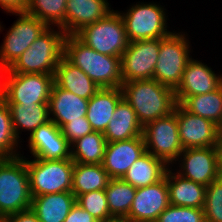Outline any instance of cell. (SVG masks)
I'll return each instance as SVG.
<instances>
[{"label": "cell", "instance_id": "obj_1", "mask_svg": "<svg viewBox=\"0 0 222 222\" xmlns=\"http://www.w3.org/2000/svg\"><path fill=\"white\" fill-rule=\"evenodd\" d=\"M121 90L143 127L173 112L177 104L174 89L155 79L124 82Z\"/></svg>", "mask_w": 222, "mask_h": 222}, {"label": "cell", "instance_id": "obj_2", "mask_svg": "<svg viewBox=\"0 0 222 222\" xmlns=\"http://www.w3.org/2000/svg\"><path fill=\"white\" fill-rule=\"evenodd\" d=\"M63 56L79 67L99 88L121 87V57L99 53L75 35H66Z\"/></svg>", "mask_w": 222, "mask_h": 222}, {"label": "cell", "instance_id": "obj_3", "mask_svg": "<svg viewBox=\"0 0 222 222\" xmlns=\"http://www.w3.org/2000/svg\"><path fill=\"white\" fill-rule=\"evenodd\" d=\"M54 28L48 27L42 32L8 69L12 73L54 75L64 54L66 37L61 28Z\"/></svg>", "mask_w": 222, "mask_h": 222}, {"label": "cell", "instance_id": "obj_4", "mask_svg": "<svg viewBox=\"0 0 222 222\" xmlns=\"http://www.w3.org/2000/svg\"><path fill=\"white\" fill-rule=\"evenodd\" d=\"M26 158H0V218L31 208Z\"/></svg>", "mask_w": 222, "mask_h": 222}, {"label": "cell", "instance_id": "obj_5", "mask_svg": "<svg viewBox=\"0 0 222 222\" xmlns=\"http://www.w3.org/2000/svg\"><path fill=\"white\" fill-rule=\"evenodd\" d=\"M74 35L91 49L113 57H121L129 44L123 20L115 10Z\"/></svg>", "mask_w": 222, "mask_h": 222}, {"label": "cell", "instance_id": "obj_6", "mask_svg": "<svg viewBox=\"0 0 222 222\" xmlns=\"http://www.w3.org/2000/svg\"><path fill=\"white\" fill-rule=\"evenodd\" d=\"M27 159L26 166L32 197L72 190L74 169L72 159Z\"/></svg>", "mask_w": 222, "mask_h": 222}, {"label": "cell", "instance_id": "obj_7", "mask_svg": "<svg viewBox=\"0 0 222 222\" xmlns=\"http://www.w3.org/2000/svg\"><path fill=\"white\" fill-rule=\"evenodd\" d=\"M187 36L173 30L167 37L160 38L159 57L153 79L174 90L181 83L186 64L192 58Z\"/></svg>", "mask_w": 222, "mask_h": 222}, {"label": "cell", "instance_id": "obj_8", "mask_svg": "<svg viewBox=\"0 0 222 222\" xmlns=\"http://www.w3.org/2000/svg\"><path fill=\"white\" fill-rule=\"evenodd\" d=\"M2 99L7 104L48 103L54 75L1 71Z\"/></svg>", "mask_w": 222, "mask_h": 222}, {"label": "cell", "instance_id": "obj_9", "mask_svg": "<svg viewBox=\"0 0 222 222\" xmlns=\"http://www.w3.org/2000/svg\"><path fill=\"white\" fill-rule=\"evenodd\" d=\"M137 3L129 7L127 12H119L129 42L165 38L172 33L167 30L168 16L162 5L154 2Z\"/></svg>", "mask_w": 222, "mask_h": 222}, {"label": "cell", "instance_id": "obj_10", "mask_svg": "<svg viewBox=\"0 0 222 222\" xmlns=\"http://www.w3.org/2000/svg\"><path fill=\"white\" fill-rule=\"evenodd\" d=\"M143 137L146 151L163 160L169 167L172 163L175 164L183 151L179 137L176 106L170 114L147 123L143 127Z\"/></svg>", "mask_w": 222, "mask_h": 222}, {"label": "cell", "instance_id": "obj_11", "mask_svg": "<svg viewBox=\"0 0 222 222\" xmlns=\"http://www.w3.org/2000/svg\"><path fill=\"white\" fill-rule=\"evenodd\" d=\"M15 15L19 17L7 31L0 47V71L8 69L16 62L21 54L48 28L44 22L28 13H15ZM2 28L0 24V31Z\"/></svg>", "mask_w": 222, "mask_h": 222}, {"label": "cell", "instance_id": "obj_12", "mask_svg": "<svg viewBox=\"0 0 222 222\" xmlns=\"http://www.w3.org/2000/svg\"><path fill=\"white\" fill-rule=\"evenodd\" d=\"M160 38L129 42L121 56L122 83L153 79Z\"/></svg>", "mask_w": 222, "mask_h": 222}, {"label": "cell", "instance_id": "obj_13", "mask_svg": "<svg viewBox=\"0 0 222 222\" xmlns=\"http://www.w3.org/2000/svg\"><path fill=\"white\" fill-rule=\"evenodd\" d=\"M176 117L183 149L218 145L222 129L215 123L186 111L178 103L176 104Z\"/></svg>", "mask_w": 222, "mask_h": 222}, {"label": "cell", "instance_id": "obj_14", "mask_svg": "<svg viewBox=\"0 0 222 222\" xmlns=\"http://www.w3.org/2000/svg\"><path fill=\"white\" fill-rule=\"evenodd\" d=\"M176 161L181 162L177 174L206 187L220 177L217 147L183 149Z\"/></svg>", "mask_w": 222, "mask_h": 222}, {"label": "cell", "instance_id": "obj_15", "mask_svg": "<svg viewBox=\"0 0 222 222\" xmlns=\"http://www.w3.org/2000/svg\"><path fill=\"white\" fill-rule=\"evenodd\" d=\"M170 205L165 177L159 182L137 188L129 214V222H156L159 215Z\"/></svg>", "mask_w": 222, "mask_h": 222}, {"label": "cell", "instance_id": "obj_16", "mask_svg": "<svg viewBox=\"0 0 222 222\" xmlns=\"http://www.w3.org/2000/svg\"><path fill=\"white\" fill-rule=\"evenodd\" d=\"M28 138L30 154L34 158L71 159V144L52 120L40 125Z\"/></svg>", "mask_w": 222, "mask_h": 222}, {"label": "cell", "instance_id": "obj_17", "mask_svg": "<svg viewBox=\"0 0 222 222\" xmlns=\"http://www.w3.org/2000/svg\"><path fill=\"white\" fill-rule=\"evenodd\" d=\"M222 85L219 75L200 60L191 58L184 70L181 83L174 90L176 102L180 104L186 97L202 95L218 89Z\"/></svg>", "mask_w": 222, "mask_h": 222}, {"label": "cell", "instance_id": "obj_18", "mask_svg": "<svg viewBox=\"0 0 222 222\" xmlns=\"http://www.w3.org/2000/svg\"><path fill=\"white\" fill-rule=\"evenodd\" d=\"M145 152L143 135L128 140L108 142L102 166L111 178L120 179Z\"/></svg>", "mask_w": 222, "mask_h": 222}, {"label": "cell", "instance_id": "obj_19", "mask_svg": "<svg viewBox=\"0 0 222 222\" xmlns=\"http://www.w3.org/2000/svg\"><path fill=\"white\" fill-rule=\"evenodd\" d=\"M108 0H67L65 34L74 35L81 28L92 24L113 11Z\"/></svg>", "mask_w": 222, "mask_h": 222}, {"label": "cell", "instance_id": "obj_20", "mask_svg": "<svg viewBox=\"0 0 222 222\" xmlns=\"http://www.w3.org/2000/svg\"><path fill=\"white\" fill-rule=\"evenodd\" d=\"M89 100L66 91L53 83L48 102L49 116L59 128L86 116Z\"/></svg>", "mask_w": 222, "mask_h": 222}, {"label": "cell", "instance_id": "obj_21", "mask_svg": "<svg viewBox=\"0 0 222 222\" xmlns=\"http://www.w3.org/2000/svg\"><path fill=\"white\" fill-rule=\"evenodd\" d=\"M123 98L121 87L100 88L88 102L86 118L93 131L104 133L117 104Z\"/></svg>", "mask_w": 222, "mask_h": 222}, {"label": "cell", "instance_id": "obj_22", "mask_svg": "<svg viewBox=\"0 0 222 222\" xmlns=\"http://www.w3.org/2000/svg\"><path fill=\"white\" fill-rule=\"evenodd\" d=\"M172 171V168L169 167L166 172L170 204L191 208H203L206 186L185 179Z\"/></svg>", "mask_w": 222, "mask_h": 222}, {"label": "cell", "instance_id": "obj_23", "mask_svg": "<svg viewBox=\"0 0 222 222\" xmlns=\"http://www.w3.org/2000/svg\"><path fill=\"white\" fill-rule=\"evenodd\" d=\"M107 143L128 140L143 135V126L130 104L121 99L103 133Z\"/></svg>", "mask_w": 222, "mask_h": 222}, {"label": "cell", "instance_id": "obj_24", "mask_svg": "<svg viewBox=\"0 0 222 222\" xmlns=\"http://www.w3.org/2000/svg\"><path fill=\"white\" fill-rule=\"evenodd\" d=\"M75 203L71 191L51 193L32 197L31 210L39 222H64Z\"/></svg>", "mask_w": 222, "mask_h": 222}, {"label": "cell", "instance_id": "obj_25", "mask_svg": "<svg viewBox=\"0 0 222 222\" xmlns=\"http://www.w3.org/2000/svg\"><path fill=\"white\" fill-rule=\"evenodd\" d=\"M54 83L87 100L100 89L79 67L70 63L64 56L56 67Z\"/></svg>", "mask_w": 222, "mask_h": 222}, {"label": "cell", "instance_id": "obj_26", "mask_svg": "<svg viewBox=\"0 0 222 222\" xmlns=\"http://www.w3.org/2000/svg\"><path fill=\"white\" fill-rule=\"evenodd\" d=\"M169 166L161 159L146 151L123 176V180L135 188L155 184L165 177Z\"/></svg>", "mask_w": 222, "mask_h": 222}, {"label": "cell", "instance_id": "obj_27", "mask_svg": "<svg viewBox=\"0 0 222 222\" xmlns=\"http://www.w3.org/2000/svg\"><path fill=\"white\" fill-rule=\"evenodd\" d=\"M8 106L13 130L18 140L21 131H30L31 135L40 125L50 121L48 103L8 104Z\"/></svg>", "mask_w": 222, "mask_h": 222}, {"label": "cell", "instance_id": "obj_28", "mask_svg": "<svg viewBox=\"0 0 222 222\" xmlns=\"http://www.w3.org/2000/svg\"><path fill=\"white\" fill-rule=\"evenodd\" d=\"M111 177L102 164L75 163L72 175L71 192L77 198L95 190H105Z\"/></svg>", "mask_w": 222, "mask_h": 222}, {"label": "cell", "instance_id": "obj_29", "mask_svg": "<svg viewBox=\"0 0 222 222\" xmlns=\"http://www.w3.org/2000/svg\"><path fill=\"white\" fill-rule=\"evenodd\" d=\"M180 105L186 111L206 118L222 129V85L206 94L188 96Z\"/></svg>", "mask_w": 222, "mask_h": 222}, {"label": "cell", "instance_id": "obj_30", "mask_svg": "<svg viewBox=\"0 0 222 222\" xmlns=\"http://www.w3.org/2000/svg\"><path fill=\"white\" fill-rule=\"evenodd\" d=\"M106 144L103 133L93 131L71 144V159L75 163L102 164Z\"/></svg>", "mask_w": 222, "mask_h": 222}, {"label": "cell", "instance_id": "obj_31", "mask_svg": "<svg viewBox=\"0 0 222 222\" xmlns=\"http://www.w3.org/2000/svg\"><path fill=\"white\" fill-rule=\"evenodd\" d=\"M137 188L122 178H111L105 193L110 214L115 218H125L130 211Z\"/></svg>", "mask_w": 222, "mask_h": 222}, {"label": "cell", "instance_id": "obj_32", "mask_svg": "<svg viewBox=\"0 0 222 222\" xmlns=\"http://www.w3.org/2000/svg\"><path fill=\"white\" fill-rule=\"evenodd\" d=\"M67 0H29L27 12L48 27H59L65 33Z\"/></svg>", "mask_w": 222, "mask_h": 222}, {"label": "cell", "instance_id": "obj_33", "mask_svg": "<svg viewBox=\"0 0 222 222\" xmlns=\"http://www.w3.org/2000/svg\"><path fill=\"white\" fill-rule=\"evenodd\" d=\"M20 140L16 138L13 130L11 112L8 104L0 100V158H15L21 156L18 147L20 148ZM19 143V144H18Z\"/></svg>", "mask_w": 222, "mask_h": 222}, {"label": "cell", "instance_id": "obj_34", "mask_svg": "<svg viewBox=\"0 0 222 222\" xmlns=\"http://www.w3.org/2000/svg\"><path fill=\"white\" fill-rule=\"evenodd\" d=\"M76 202L98 221L114 218L108 209L105 190H95L81 194L76 198Z\"/></svg>", "mask_w": 222, "mask_h": 222}, {"label": "cell", "instance_id": "obj_35", "mask_svg": "<svg viewBox=\"0 0 222 222\" xmlns=\"http://www.w3.org/2000/svg\"><path fill=\"white\" fill-rule=\"evenodd\" d=\"M203 210L205 222H222V177L206 187Z\"/></svg>", "mask_w": 222, "mask_h": 222}, {"label": "cell", "instance_id": "obj_36", "mask_svg": "<svg viewBox=\"0 0 222 222\" xmlns=\"http://www.w3.org/2000/svg\"><path fill=\"white\" fill-rule=\"evenodd\" d=\"M156 222H205L203 208L169 205Z\"/></svg>", "mask_w": 222, "mask_h": 222}, {"label": "cell", "instance_id": "obj_37", "mask_svg": "<svg viewBox=\"0 0 222 222\" xmlns=\"http://www.w3.org/2000/svg\"><path fill=\"white\" fill-rule=\"evenodd\" d=\"M61 132L70 144L77 139L93 132L91 124L86 116L81 119L72 120L61 127Z\"/></svg>", "mask_w": 222, "mask_h": 222}, {"label": "cell", "instance_id": "obj_38", "mask_svg": "<svg viewBox=\"0 0 222 222\" xmlns=\"http://www.w3.org/2000/svg\"><path fill=\"white\" fill-rule=\"evenodd\" d=\"M64 222H99L88 211H85L77 202L72 207Z\"/></svg>", "mask_w": 222, "mask_h": 222}, {"label": "cell", "instance_id": "obj_39", "mask_svg": "<svg viewBox=\"0 0 222 222\" xmlns=\"http://www.w3.org/2000/svg\"><path fill=\"white\" fill-rule=\"evenodd\" d=\"M29 0H0V7L7 13H26Z\"/></svg>", "mask_w": 222, "mask_h": 222}, {"label": "cell", "instance_id": "obj_40", "mask_svg": "<svg viewBox=\"0 0 222 222\" xmlns=\"http://www.w3.org/2000/svg\"><path fill=\"white\" fill-rule=\"evenodd\" d=\"M6 222H39L36 214L30 209L10 214L5 218Z\"/></svg>", "mask_w": 222, "mask_h": 222}, {"label": "cell", "instance_id": "obj_41", "mask_svg": "<svg viewBox=\"0 0 222 222\" xmlns=\"http://www.w3.org/2000/svg\"><path fill=\"white\" fill-rule=\"evenodd\" d=\"M216 147H217V153H218V170H219L220 177H222V135Z\"/></svg>", "mask_w": 222, "mask_h": 222}, {"label": "cell", "instance_id": "obj_42", "mask_svg": "<svg viewBox=\"0 0 222 222\" xmlns=\"http://www.w3.org/2000/svg\"><path fill=\"white\" fill-rule=\"evenodd\" d=\"M99 222H129L126 218H111L109 220L105 221H99Z\"/></svg>", "mask_w": 222, "mask_h": 222}, {"label": "cell", "instance_id": "obj_43", "mask_svg": "<svg viewBox=\"0 0 222 222\" xmlns=\"http://www.w3.org/2000/svg\"><path fill=\"white\" fill-rule=\"evenodd\" d=\"M2 74H1V71H0V100L2 99Z\"/></svg>", "mask_w": 222, "mask_h": 222}, {"label": "cell", "instance_id": "obj_44", "mask_svg": "<svg viewBox=\"0 0 222 222\" xmlns=\"http://www.w3.org/2000/svg\"><path fill=\"white\" fill-rule=\"evenodd\" d=\"M0 222H6L4 218H0Z\"/></svg>", "mask_w": 222, "mask_h": 222}]
</instances>
